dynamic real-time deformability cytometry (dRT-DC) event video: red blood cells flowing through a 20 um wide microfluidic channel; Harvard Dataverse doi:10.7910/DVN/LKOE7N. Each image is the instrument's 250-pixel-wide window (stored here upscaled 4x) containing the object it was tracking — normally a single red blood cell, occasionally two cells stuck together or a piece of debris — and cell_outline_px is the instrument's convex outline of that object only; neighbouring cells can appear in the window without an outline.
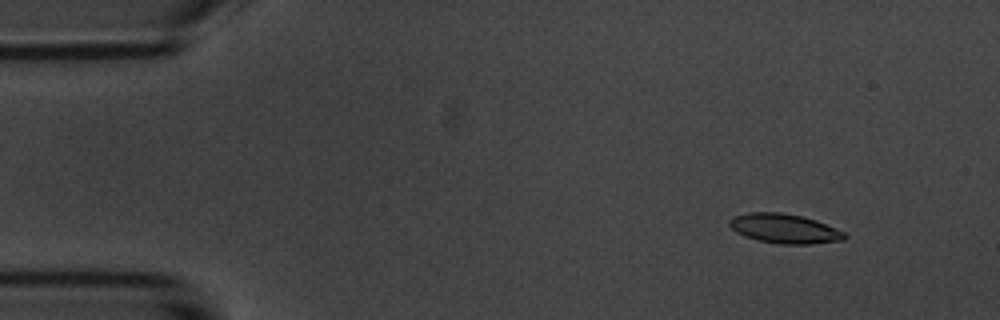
{"species": "common noctule bat (a hibernating species)", "species_latin": "Nyctalus noctula", "temperature_condition": "room temperature", "stored_images_in_passage": 5, "camera_frame_rate_fps": 3000, "um_per_image_px": 0.085, "animal": {"sex": "male", "body_mass_g": 20.1, "forearm_length_mm": 53.5}, "frame": {"image": 1, "passage_image": 2, "time_ms": 1.333, "image_size_px": [1000, 320], "cell_outline_px": [[848, 236], [844, 240], [808, 244], [780, 244], [760, 240], [744, 236], [736, 232], [728, 224], [728, 220], [732, 216], [752, 212], [780, 212], [800, 216], [816, 220], [844, 232]], "centroid_in_image_um": [66.66, 19.43], "position_along_channel_um": 18.3, "area_um2": 19.65}}
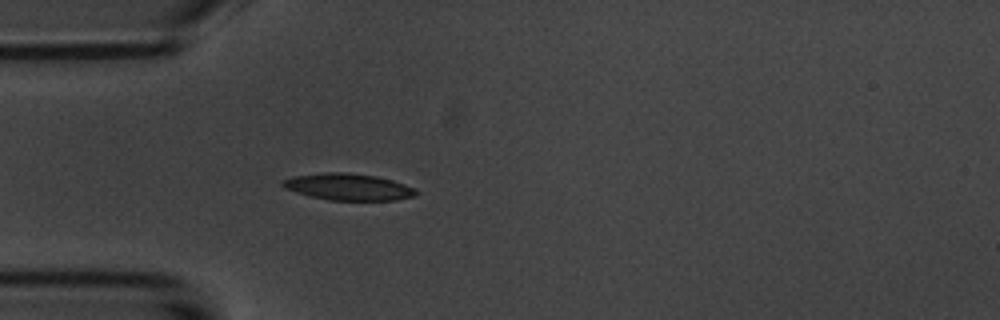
{"frame": {"image": 2, "passage_image": 5, "time_ms": 4.667, "image_size_px": [1000, 320], "cell_outline_px": [[420, 192], [416, 196], [396, 200], [328, 200], [308, 196], [284, 188], [280, 184], [280, 180], [292, 176], [324, 172], [344, 172], [376, 176], [392, 180], [416, 188]], "centroid_in_image_um": [29.59, 15.88], "position_along_channel_um": 55.4, "area_um2": 21.04}}